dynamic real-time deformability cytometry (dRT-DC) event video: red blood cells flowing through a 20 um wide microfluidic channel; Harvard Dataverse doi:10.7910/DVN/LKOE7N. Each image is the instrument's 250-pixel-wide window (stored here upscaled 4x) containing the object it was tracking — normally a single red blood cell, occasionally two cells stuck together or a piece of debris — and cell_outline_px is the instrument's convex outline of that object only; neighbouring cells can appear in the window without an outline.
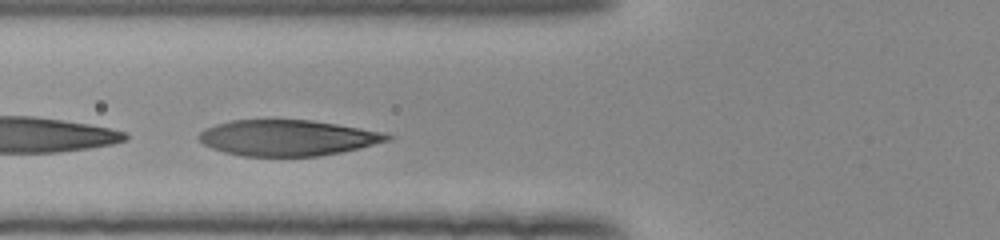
{"species": "human", "species_latin": "Homo sapiens", "temperature_condition": "room temperature", "stored_images_in_passage": 23, "camera_frame_rate_fps": 3000, "um_per_image_px": 0.085, "donor": {"sex": "female"}, "frame": {"image": 1, "passage_image": 5, "time_ms": 1.333, "image_size_px": [1000, 240], "cell_outline_px": [[396, 136], [392, 140], [360, 148], [340, 152], [316, 156], [244, 156], [224, 152], [212, 148], [204, 144], [196, 136], [204, 128], [216, 124], [232, 120], [312, 120], [384, 132]], "centroid_in_image_um": [24.46, 11.71], "position_along_channel_um": 101.3, "area_um2": 39.42}}
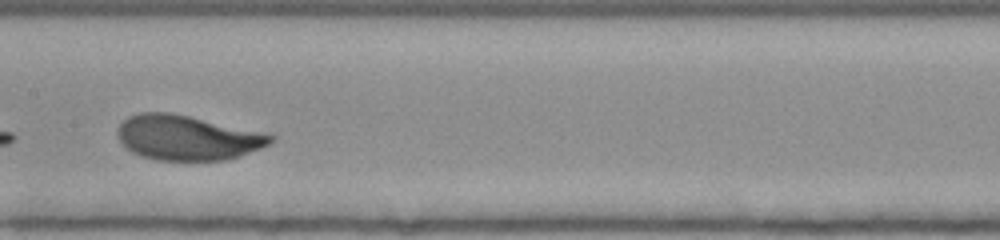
{"frame": {"image": 2, "passage_image": 12, "time_ms": 3.667, "image_size_px": [1000, 240], "cell_outline_px": [[276, 136], [268, 144], [260, 148], [240, 156], [224, 160], [156, 160], [132, 152], [120, 140], [116, 132], [120, 124], [128, 116], [140, 112], [168, 112], [188, 116], [264, 132]], "centroid_in_image_um": [15.92, 11.7], "position_along_channel_um": 191.5, "area_um2": 39.65}}
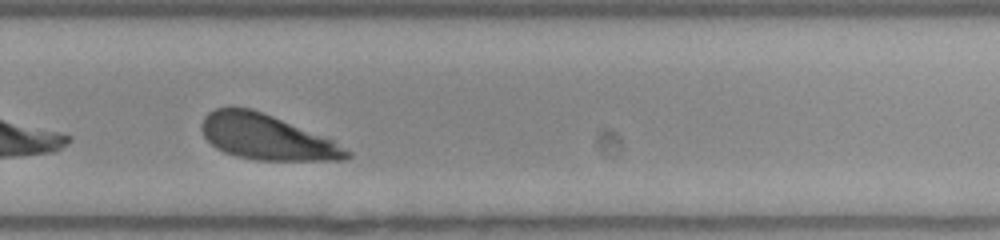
{"frame": {"image": 3, "passage_image": 21, "time_ms": 6.667, "image_size_px": [1000, 240], "cell_outline_px": [[352, 156], [344, 160], [256, 160], [236, 156], [224, 152], [216, 148], [204, 136], [200, 128], [200, 124], [204, 116], [208, 112], [216, 108], [252, 108], [332, 140], [352, 152]], "centroid_in_image_um": [22.63, 11.67], "position_along_channel_um": 307.2, "area_um2": 37.86}}